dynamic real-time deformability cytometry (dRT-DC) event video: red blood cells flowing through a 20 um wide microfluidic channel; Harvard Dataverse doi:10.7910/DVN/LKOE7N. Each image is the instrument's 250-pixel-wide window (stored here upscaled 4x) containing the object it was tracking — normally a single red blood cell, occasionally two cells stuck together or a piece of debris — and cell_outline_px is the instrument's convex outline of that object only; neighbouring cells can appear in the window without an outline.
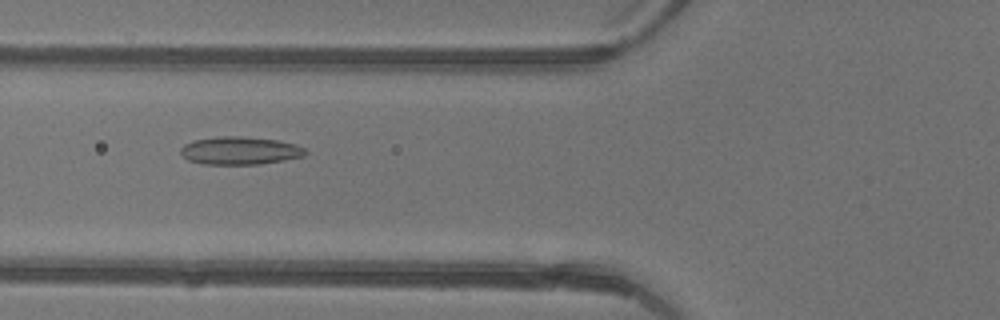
{"species": "common noctule bat (a hibernating species)", "species_latin": "Nyctalus noctula", "temperature_condition": "warm", "stored_images_in_passage": 40, "camera_frame_rate_fps": 3000, "um_per_image_px": 0.085, "animal": {"sex": "female"}, "frame": {"image": 1, "passage_image": 13, "time_ms": 4.0, "image_size_px": [1000, 320], "cell_outline_px": [[308, 152], [304, 156], [284, 160], [260, 164], [204, 164], [188, 160], [180, 152], [180, 148], [184, 144], [196, 140], [216, 136], [240, 136], [276, 140], [296, 144], [304, 148]], "centroid_in_image_um": [20.4, 12.8], "position_along_channel_um": 105.4, "area_um2": 20.23}}
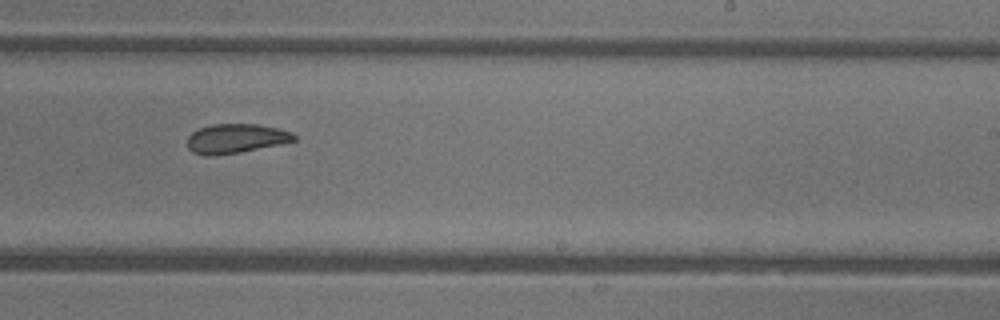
{"frame": {"image": 2, "passage_image": 24, "time_ms": 7.667, "image_size_px": [1000, 320], "cell_outline_px": [[296, 140], [280, 144], [216, 156], [204, 156], [192, 152], [188, 148], [188, 136], [192, 132], [200, 128], [212, 124], [256, 124], [276, 128], [292, 132], [296, 136]], "centroid_in_image_um": [20.01, 11.78], "position_along_channel_um": 269.0, "area_um2": 18.15}}
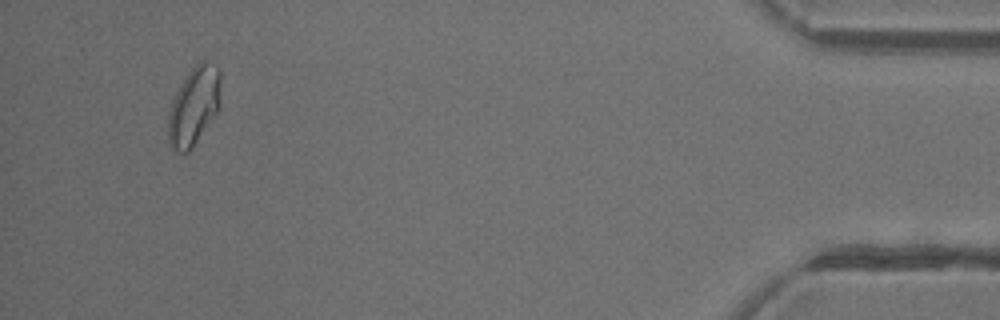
{"frame": {"image": 3, "passage_image": 39, "time_ms": 12.667, "image_size_px": [1000, 320], "cell_outline_px": [[220, 108], [192, 148], [188, 152], [180, 152], [172, 148], [168, 140], [168, 112], [172, 100], [180, 84], [188, 72], [200, 60], [204, 60], [216, 64], [220, 72]], "centroid_in_image_um": [16.49, 8.99], "position_along_channel_um": 418.7, "area_um2": 24.16}}